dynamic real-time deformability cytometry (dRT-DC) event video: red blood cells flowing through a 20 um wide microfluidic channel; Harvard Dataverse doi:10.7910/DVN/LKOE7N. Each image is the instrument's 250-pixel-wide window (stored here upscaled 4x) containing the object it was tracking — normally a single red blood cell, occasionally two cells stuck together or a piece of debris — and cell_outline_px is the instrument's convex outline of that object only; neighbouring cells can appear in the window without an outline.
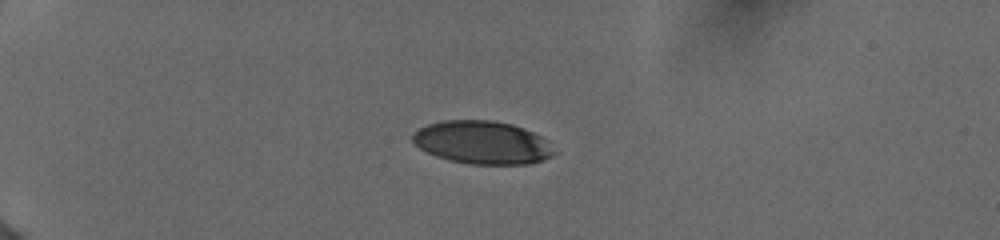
{"species": "human", "species_latin": "Homo sapiens", "temperature_condition": "cold", "stored_images_in_passage": 17, "camera_frame_rate_fps": 3000, "um_per_image_px": 0.085, "donor": {"sex": "female"}, "frame": {"image": 1, "passage_image": 5, "time_ms": 4.333, "image_size_px": [1000, 240], "cell_outline_px": [[556, 152], [552, 156], [544, 160], [528, 164], [468, 164], [448, 160], [436, 156], [420, 148], [412, 140], [412, 132], [428, 124], [440, 120], [492, 120], [512, 124], [524, 128], [548, 140]], "centroid_in_image_um": [41.01, 12.11], "position_along_channel_um": 44.0, "area_um2": 35.72}}
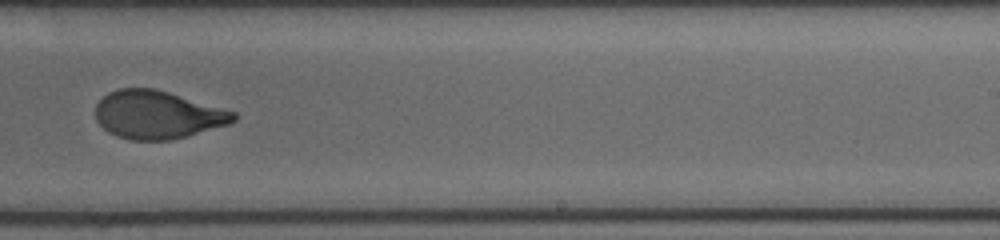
{"frame": {"image": 2, "passage_image": 12, "time_ms": 11.667, "image_size_px": [1000, 240], "cell_outline_px": [[236, 120], [228, 124], [184, 136], [168, 140], [132, 140], [116, 136], [108, 132], [96, 120], [96, 104], [108, 92], [120, 88], [156, 88], [236, 112]], "centroid_in_image_um": [13.36, 9.74], "position_along_channel_um": 275.6, "area_um2": 38.38}}
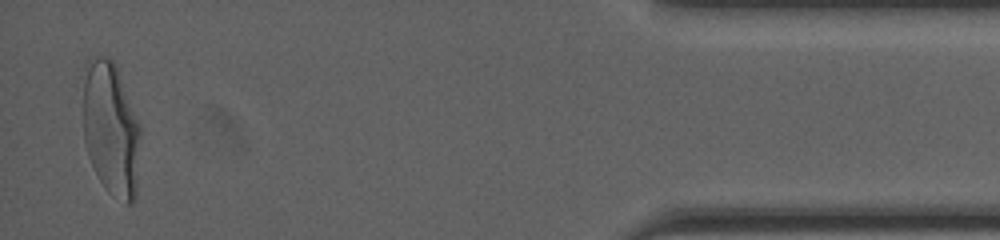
{"frame": {"image": 3, "passage_image": 17, "time_ms": 17.0, "image_size_px": [1000, 240], "cell_outline_px": [[140, 136], [136, 196], [132, 204], [124, 204], [112, 196], [104, 188], [88, 156], [84, 140], [84, 64], [92, 56], [108, 56], [116, 64], [140, 124]], "centroid_in_image_um": [9.44, 10.96], "position_along_channel_um": 425.8, "area_um2": 45.26}, "authors_computed_cell_mechanics": {"area_um2": 38.9572, "velocity_mm_per_s": 3.9448, "shape_relaxation_time_tau1_ms": 4.6272, "shape_relaxation_time_tau2_ms": 0.6548, "deformation_change_tau1": 0.1771, "deformation_change_tau2": 0.0467}}